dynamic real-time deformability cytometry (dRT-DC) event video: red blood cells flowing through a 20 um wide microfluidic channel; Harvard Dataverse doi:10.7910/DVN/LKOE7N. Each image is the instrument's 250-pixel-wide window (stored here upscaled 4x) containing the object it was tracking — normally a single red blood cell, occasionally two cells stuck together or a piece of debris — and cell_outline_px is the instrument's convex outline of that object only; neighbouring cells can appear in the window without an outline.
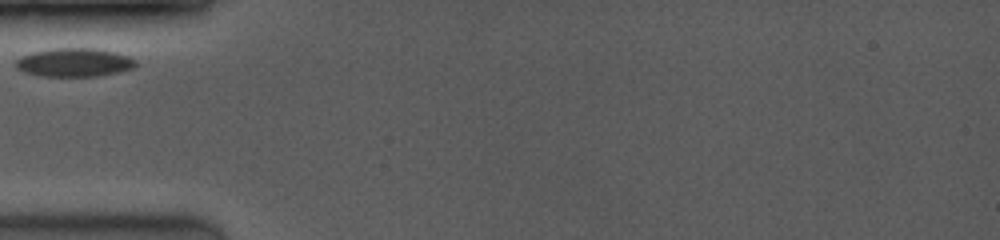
{"species": "common noctule bat (a hibernating species)", "species_latin": "Nyctalus noctula", "temperature_condition": "room temperature", "stored_images_in_passage": 3, "camera_frame_rate_fps": 3500, "um_per_image_px": 0.085, "animal": {"sex": "female", "body_mass_g": 19.0, "forearm_length_mm": 53.3}, "frame": {"image": 1, "passage_image": 1, "time_ms": 0.0, "image_size_px": [1000, 240], "cell_outline_px": [[136, 64], [132, 68], [120, 72], [100, 76], [40, 76], [24, 72], [16, 68], [16, 60], [20, 56], [32, 52], [52, 48], [96, 48], [128, 56], [136, 60]], "centroid_in_image_um": [6.29, 5.31], "position_along_channel_um": 78.7, "area_um2": 20.0}}
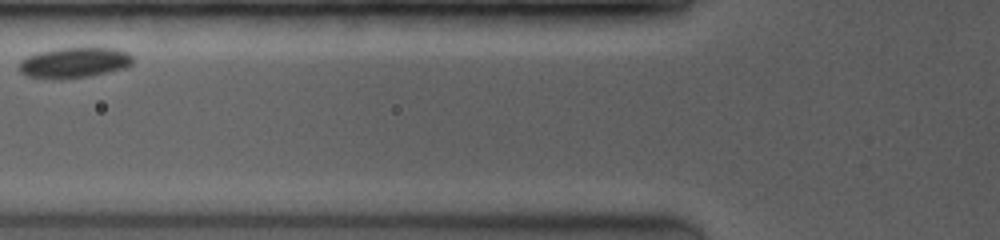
{"frame": {"image": 2, "passage_image": 2, "time_ms": 1.143, "image_size_px": [1000, 240], "cell_outline_px": [[136, 60], [128, 68], [92, 76], [64, 80], [52, 80], [28, 76], [20, 72], [16, 68], [20, 60], [28, 56], [40, 52], [56, 48], [116, 48], [128, 52]], "centroid_in_image_um": [6.33, 5.35], "position_along_channel_um": 119.5, "area_um2": 20.92}}
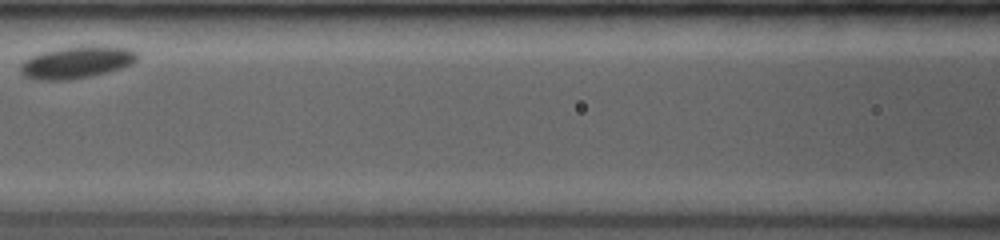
{"frame": {"image": 3, "passage_image": 3, "time_ms": 2.286, "image_size_px": [1000, 240], "cell_outline_px": [[140, 56], [132, 64], [120, 68], [88, 76], [68, 80], [36, 80], [24, 76], [20, 72], [20, 64], [28, 56], [40, 52], [60, 48], [96, 44], [132, 48], [140, 52]], "centroid_in_image_um": [6.54, 5.26], "position_along_channel_um": 160.1, "area_um2": 22.31}}